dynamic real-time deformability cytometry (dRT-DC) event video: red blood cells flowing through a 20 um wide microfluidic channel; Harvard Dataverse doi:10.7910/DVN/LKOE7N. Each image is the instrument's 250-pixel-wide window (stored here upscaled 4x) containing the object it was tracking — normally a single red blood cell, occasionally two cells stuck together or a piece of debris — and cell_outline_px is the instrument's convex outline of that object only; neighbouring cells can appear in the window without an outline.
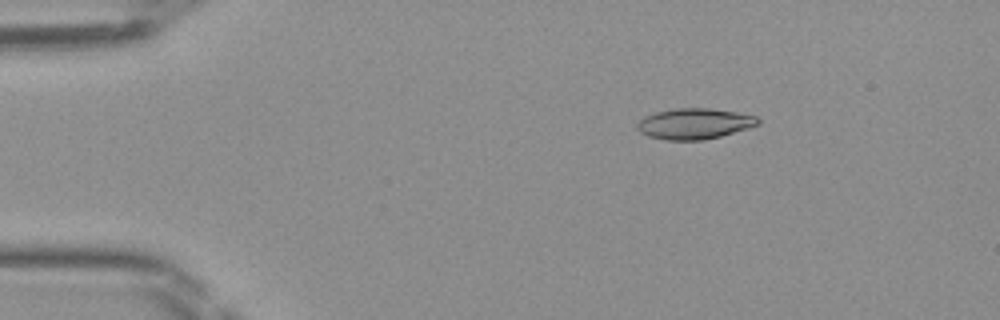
{"species": "Egyptian fruit bat (a non-hibernating species)", "species_latin": "Rousettus aegyptiacus", "temperature_condition": "room temperature", "stored_images_in_passage": 41, "camera_frame_rate_fps": 3000, "um_per_image_px": 0.085, "frame": {"image": 1, "passage_image": 1, "time_ms": 0.0, "image_size_px": [1000, 320], "cell_outline_px": [[760, 124], [748, 128], [720, 136], [704, 140], [664, 140], [648, 136], [640, 132], [636, 128], [636, 124], [644, 116], [656, 112], [676, 108], [708, 108], [736, 112], [756, 116], [760, 120]], "centroid_in_image_um": [59.0, 10.52], "position_along_channel_um": 26.0, "area_um2": 21.68}}
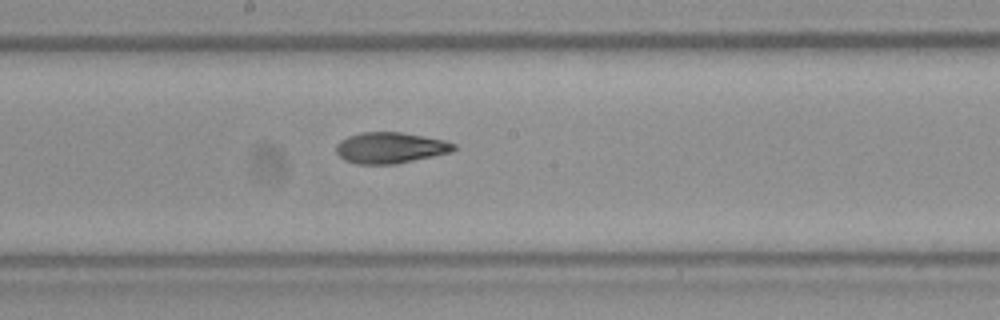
{"frame": {"image": 2, "passage_image": 19, "time_ms": 6.0, "image_size_px": [1000, 320], "cell_outline_px": [[456, 148], [452, 152], [396, 164], [356, 164], [344, 160], [336, 152], [336, 144], [340, 140], [348, 136], [364, 132], [400, 132], [444, 140], [456, 144]], "centroid_in_image_um": [33.16, 12.57], "position_along_channel_um": 215.0, "area_um2": 21.27}}
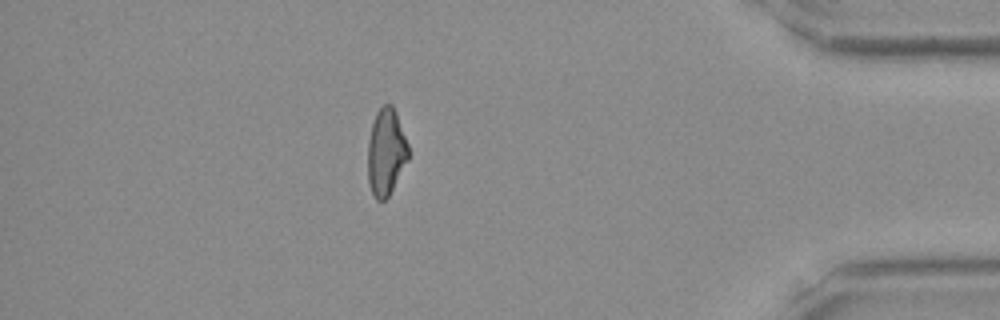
{"frame": {"image": 3, "passage_image": 35, "time_ms": 11.333, "image_size_px": [1000, 320], "cell_outline_px": [[408, 160], [388, 196], [384, 200], [376, 200], [372, 192], [368, 180], [368, 140], [372, 124], [376, 112], [384, 104], [392, 104], [396, 112], [408, 144]], "centroid_in_image_um": [32.81, 12.9], "position_along_channel_um": 402.4, "area_um2": 20.35}}